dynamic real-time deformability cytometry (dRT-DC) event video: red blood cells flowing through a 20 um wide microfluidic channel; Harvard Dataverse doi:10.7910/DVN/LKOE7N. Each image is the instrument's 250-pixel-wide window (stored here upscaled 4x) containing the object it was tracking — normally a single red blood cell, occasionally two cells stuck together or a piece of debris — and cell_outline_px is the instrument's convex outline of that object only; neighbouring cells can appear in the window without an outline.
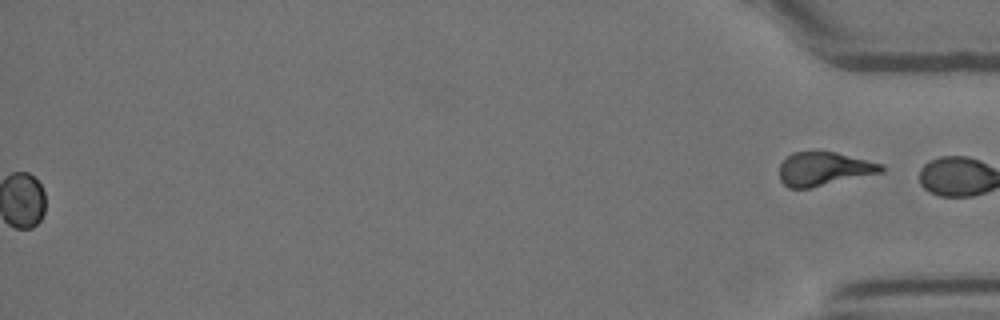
{"species": "Egyptian fruit bat (a non-hibernating species)", "species_latin": "Rousettus aegyptiacus", "temperature_condition": "room temperature", "stored_images_in_passage": 41, "segment_of_instrument_passage": [2, 2], "camera_frame_rate_fps": 3000, "um_per_image_px": 0.085, "animal": {"sex": "female"}, "frame": {"image": 1, "passage_image": 41, "time_ms": 13.333, "image_size_px": [1000, 320], "cell_outline_px": [[884, 172], [808, 188], [788, 188], [780, 180], [780, 164], [792, 152], [836, 152], [884, 164]], "centroid_in_image_um": [70.05, 14.35], "position_along_channel_um": 365.1, "area_um2": 19.83}}